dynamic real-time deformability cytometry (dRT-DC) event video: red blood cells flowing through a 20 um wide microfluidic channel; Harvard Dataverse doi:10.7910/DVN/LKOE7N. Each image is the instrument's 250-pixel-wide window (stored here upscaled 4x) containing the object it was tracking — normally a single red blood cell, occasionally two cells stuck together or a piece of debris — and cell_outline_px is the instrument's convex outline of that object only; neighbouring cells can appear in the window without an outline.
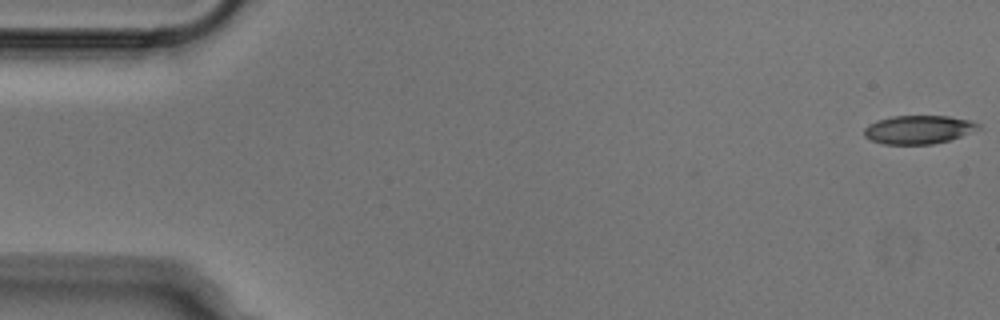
{"species": "Egyptian fruit bat (a non-hibernating species)", "species_latin": "Rousettus aegyptiacus", "temperature_condition": "cold", "stored_images_in_passage": 45, "camera_frame_rate_fps": 3000, "um_per_image_px": 0.085, "animal": {"sex": "male"}, "frame": {"image": 1, "passage_image": 1, "time_ms": 0.0, "image_size_px": [1000, 320], "cell_outline_px": [[980, 128], [960, 136], [948, 140], [932, 144], [884, 144], [872, 140], [864, 136], [864, 128], [868, 124], [876, 120], [892, 116], [948, 116], [972, 120], [980, 124]], "centroid_in_image_um": [78.05, 11.0], "position_along_channel_um": 6.9, "area_um2": 18.9}}
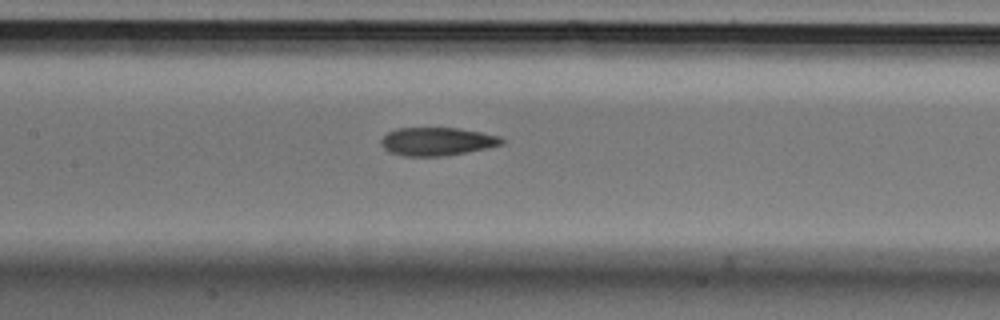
{"frame": {"image": 2, "passage_image": 24, "time_ms": 7.667, "image_size_px": [1000, 320], "cell_outline_px": [[508, 140], [504, 144], [444, 156], [404, 156], [388, 152], [380, 144], [380, 140], [388, 132], [396, 128], [460, 128], [500, 136]], "centroid_in_image_um": [37.14, 12.02], "position_along_channel_um": 170.3, "area_um2": 19.88}}
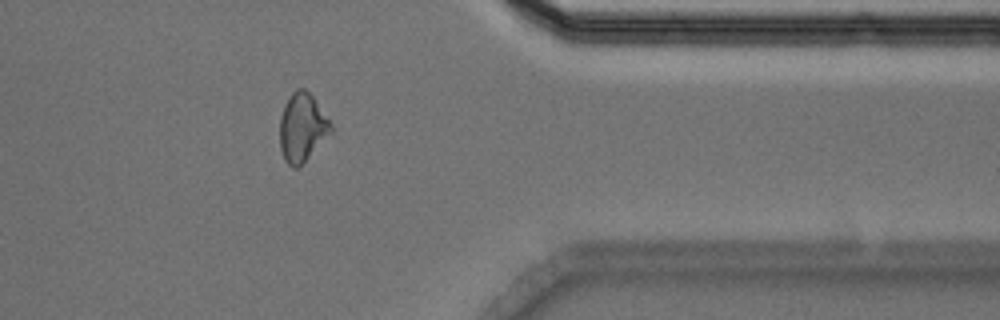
{"frame": {"image": 3, "passage_image": 42, "time_ms": 13.667, "image_size_px": [1000, 320], "cell_outline_px": [[332, 132], [296, 168], [292, 168], [284, 160], [280, 148], [280, 116], [284, 104], [288, 96], [296, 88], [304, 88], [312, 96], [332, 124]], "centroid_in_image_um": [25.66, 10.8], "position_along_channel_um": 385.7, "area_um2": 20.11}}